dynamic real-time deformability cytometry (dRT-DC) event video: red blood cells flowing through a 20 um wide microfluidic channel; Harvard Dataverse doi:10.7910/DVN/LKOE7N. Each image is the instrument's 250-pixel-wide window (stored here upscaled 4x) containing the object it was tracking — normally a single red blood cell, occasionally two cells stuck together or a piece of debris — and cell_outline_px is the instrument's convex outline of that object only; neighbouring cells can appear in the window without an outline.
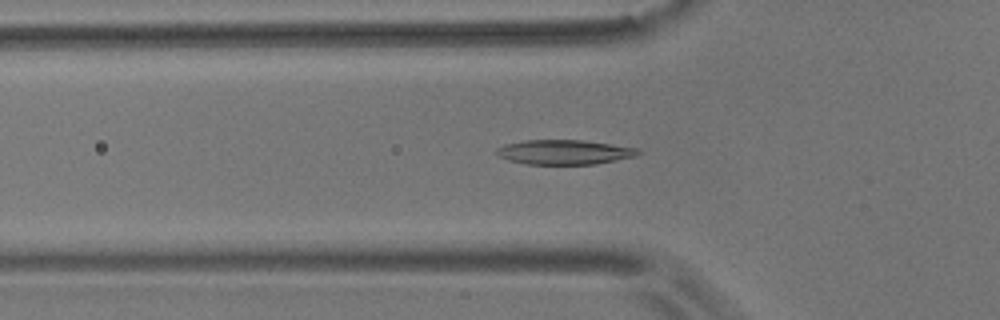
{"species": "common noctule bat (a hibernating species)", "species_latin": "Nyctalus noctula", "temperature_condition": "room temperature", "stored_images_in_passage": 55, "camera_frame_rate_fps": 3000, "um_per_image_px": 0.085, "animal": {"sex": "male", "body_mass_g": 17.9}, "frame": {"image": 1, "passage_image": 18, "time_ms": 5.667, "image_size_px": [1000, 320], "cell_outline_px": [[640, 152], [636, 156], [596, 164], [528, 164], [508, 160], [496, 156], [492, 152], [496, 148], [504, 144], [524, 140], [580, 140], [636, 148]], "centroid_in_image_um": [47.85, 12.93], "position_along_channel_um": 77.9, "area_um2": 20.29}}
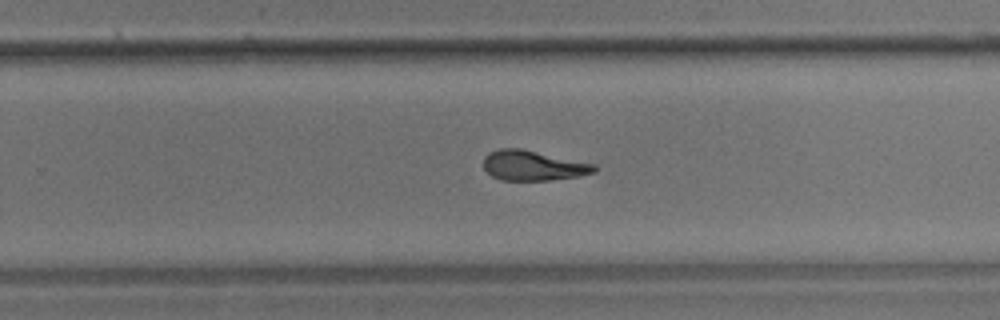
{"frame": {"image": 2, "passage_image": 35, "time_ms": 11.333, "image_size_px": [1000, 320], "cell_outline_px": [[596, 172], [580, 176], [548, 180], [500, 180], [492, 176], [484, 168], [484, 156], [488, 152], [500, 148], [520, 148], [596, 164]], "centroid_in_image_um": [45.31, 14.07], "position_along_channel_um": 284.5, "area_um2": 19.42}}
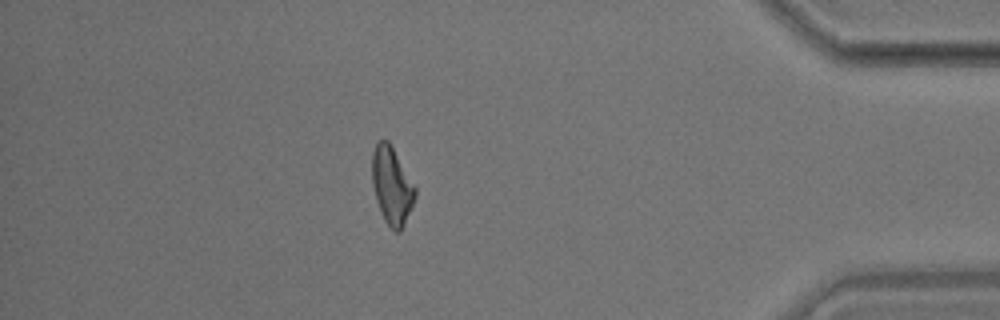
{"frame": {"image": 3, "passage_image": 48, "time_ms": 15.667, "image_size_px": [1000, 320], "cell_outline_px": [[416, 196], [404, 224], [400, 232], [396, 232], [384, 220], [376, 200], [372, 184], [372, 152], [376, 144], [380, 140], [388, 140], [416, 188]], "centroid_in_image_um": [33.29, 15.78], "position_along_channel_um": 401.9, "area_um2": 19.13}, "authors_computed_cell_mechanics": {"area_um2": 19.9988, "velocity_mm_per_s": 3.6338, "shape_relaxation_time_tau1_ms": 7.424, "shape_relaxation_time_tau2_ms": 2.5526, "deformation_change_tau1": 0.214, "deformation_change_tau2": 0.1035}}